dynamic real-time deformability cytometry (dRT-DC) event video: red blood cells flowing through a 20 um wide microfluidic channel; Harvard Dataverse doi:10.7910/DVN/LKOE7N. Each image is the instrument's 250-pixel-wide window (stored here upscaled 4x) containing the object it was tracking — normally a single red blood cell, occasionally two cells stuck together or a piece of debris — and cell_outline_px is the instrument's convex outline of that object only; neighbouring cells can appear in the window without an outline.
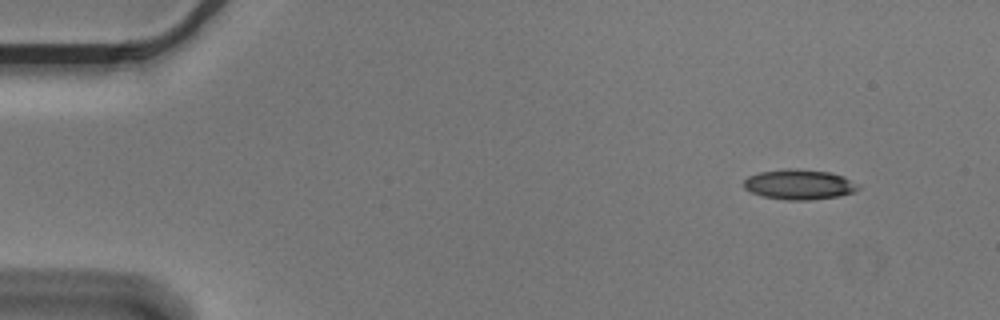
{"species": "Egyptian fruit bat (a non-hibernating species)", "species_latin": "Rousettus aegyptiacus", "temperature_condition": "cold", "stored_images_in_passage": 4, "camera_frame_rate_fps": 3000, "um_per_image_px": 0.085, "animal": {"sex": "male"}, "frame": {"image": 1, "passage_image": 1, "time_ms": 0.0, "image_size_px": [1000, 320], "cell_outline_px": [[860, 188], [852, 192], [840, 196], [808, 200], [788, 200], [764, 196], [752, 192], [744, 188], [744, 180], [748, 176], [760, 172], [788, 168], [796, 168], [832, 172], [844, 176], [856, 184]], "centroid_in_image_um": [67.93, 15.67], "position_along_channel_um": 17.1, "area_um2": 20.0}}
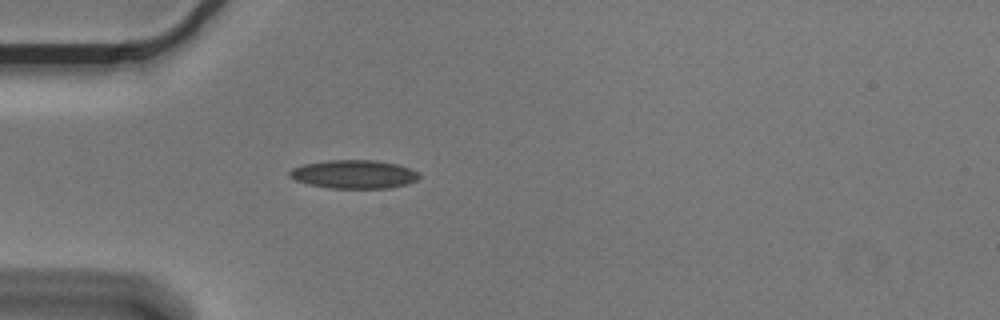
{"frame": {"image": 2, "passage_image": 4, "time_ms": 1.0, "image_size_px": [1000, 320], "cell_outline_px": [[420, 176], [416, 180], [408, 184], [388, 188], [328, 188], [308, 184], [296, 180], [288, 176], [288, 172], [292, 168], [304, 164], [328, 160], [376, 160], [396, 164], [420, 172]], "centroid_in_image_um": [30.08, 14.81], "position_along_channel_um": 54.9, "area_um2": 21.56}}